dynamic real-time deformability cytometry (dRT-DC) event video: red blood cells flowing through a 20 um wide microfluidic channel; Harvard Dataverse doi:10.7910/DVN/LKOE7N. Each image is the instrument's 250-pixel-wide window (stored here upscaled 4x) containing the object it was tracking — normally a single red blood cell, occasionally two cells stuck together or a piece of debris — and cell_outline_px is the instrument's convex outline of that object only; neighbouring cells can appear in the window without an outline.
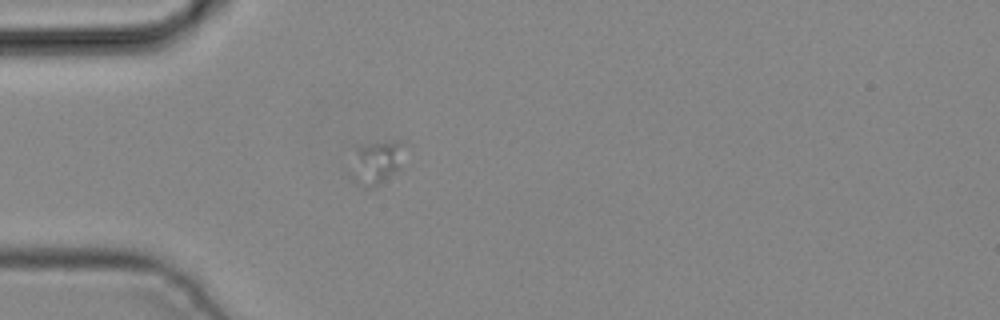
{"species": "common noctule bat (a hibernating species)", "species_latin": "Nyctalus noctula", "temperature_condition": "cold", "stored_images_in_passage": 1, "camera_frame_rate_fps": 3000, "um_per_image_px": 0.085, "animal": {"sex": "male", "body_mass_g": 19.2, "forearm_length_mm": 51.8}, "frame": {"image": 1, "passage_image": 1, "time_ms": 0.0, "image_size_px": [1000, 320], "cell_outline_px": [[400, 168], [376, 184], [368, 188], [364, 188], [356, 184], [348, 176], [356, 148], [368, 144], [400, 140]], "centroid_in_image_um": [31.86, 13.85], "position_along_channel_um": 53.1, "area_um2": 13.01}}